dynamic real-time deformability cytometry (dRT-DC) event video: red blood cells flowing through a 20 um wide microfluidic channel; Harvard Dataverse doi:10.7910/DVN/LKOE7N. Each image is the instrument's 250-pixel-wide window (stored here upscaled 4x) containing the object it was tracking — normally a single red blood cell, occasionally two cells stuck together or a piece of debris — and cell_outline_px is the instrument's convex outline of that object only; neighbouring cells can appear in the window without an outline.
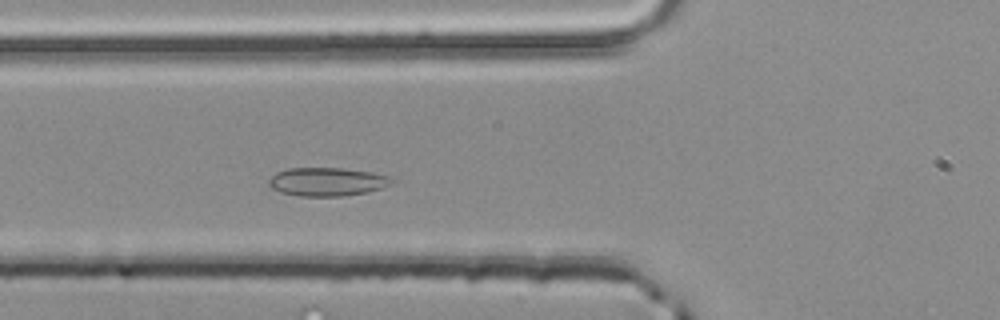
{"species": "common noctule bat (a hibernating species)", "species_latin": "Nyctalus noctula", "temperature_condition": "room temperature", "stored_images_in_passage": 42, "camera_frame_rate_fps": 3000, "um_per_image_px": 0.085, "animal": {"sex": "male", "body_mass_g": 20.4}, "frame": {"image": 1, "passage_image": 10, "time_ms": 3.0, "image_size_px": [1000, 320], "cell_outline_px": [[396, 180], [384, 188], [368, 192], [340, 196], [300, 196], [280, 192], [272, 188], [268, 184], [268, 180], [276, 172], [288, 168], [344, 168], [368, 172], [388, 176]], "centroid_in_image_um": [27.8, 15.45], "position_along_channel_um": 98.0, "area_um2": 20.4}}
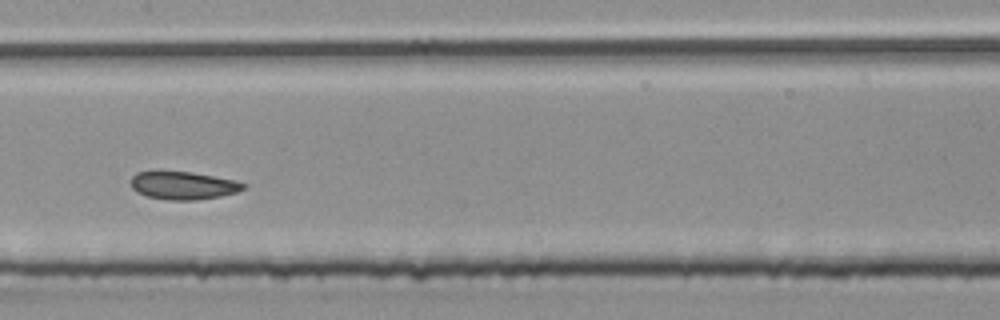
{"frame": {"image": 2, "passage_image": 17, "time_ms": 5.333, "image_size_px": [1000, 320], "cell_outline_px": [[244, 188], [236, 192], [220, 196], [196, 200], [168, 200], [148, 196], [136, 192], [132, 188], [132, 176], [136, 172], [160, 168], [192, 172], [236, 180], [244, 184]], "centroid_in_image_um": [15.5, 15.71], "position_along_channel_um": 191.9, "area_um2": 18.84}}
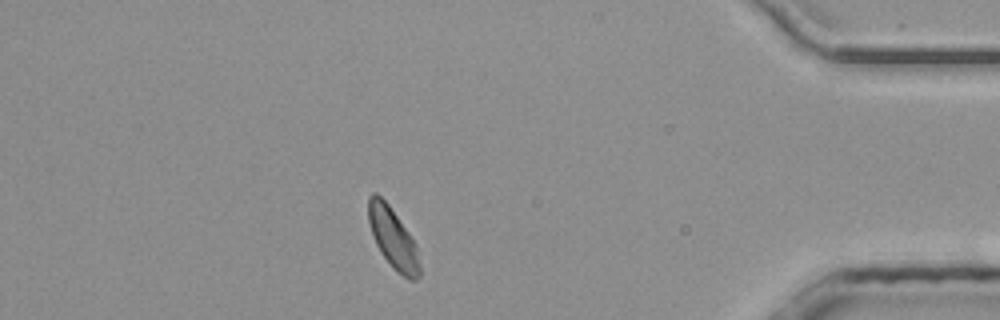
{"frame": {"image": 3, "passage_image": 36, "time_ms": 11.667, "image_size_px": [1000, 320], "cell_outline_px": [[420, 276], [416, 280], [408, 280], [396, 272], [392, 268], [380, 252], [372, 236], [368, 220], [368, 196], [372, 192], [376, 192], [388, 204], [408, 232], [416, 244], [420, 264]], "centroid_in_image_um": [33.39, 20.28], "position_along_channel_um": 401.8, "area_um2": 18.26}, "authors_computed_cell_mechanics": {"area_um2": 18.5538, "velocity_mm_per_s": 3.9991, "shape_relaxation_time_tau1_ms": null, "shape_relaxation_time_tau2_ms": 0.6858, "deformation_change_tau1": null, "deformation_change_tau2": 0.0488}}